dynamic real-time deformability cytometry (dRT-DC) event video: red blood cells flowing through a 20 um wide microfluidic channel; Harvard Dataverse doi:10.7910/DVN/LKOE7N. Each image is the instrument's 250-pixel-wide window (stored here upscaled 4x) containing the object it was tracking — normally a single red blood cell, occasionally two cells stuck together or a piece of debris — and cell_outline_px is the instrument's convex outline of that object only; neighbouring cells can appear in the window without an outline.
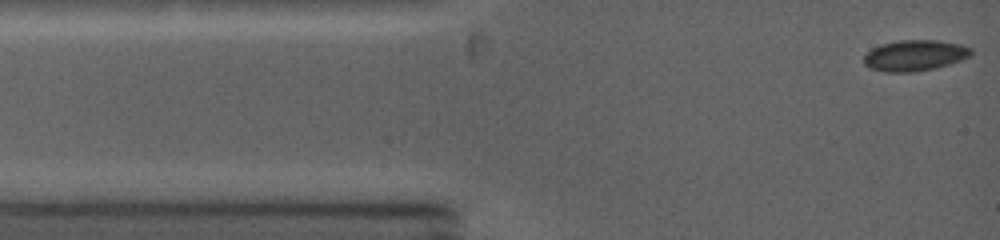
{"species": "common noctule bat (a hibernating species)", "species_latin": "Nyctalus noctula", "temperature_condition": "warm", "stored_images_in_passage": 52, "camera_frame_rate_fps": 5000, "um_per_image_px": 0.085, "animal": {"sex": "female", "body_mass_g": 19.0, "forearm_length_mm": 53.3}, "frame": {"image": 1, "passage_image": 1, "time_ms": 0.0, "image_size_px": [1000, 240], "cell_outline_px": [[972, 52], [968, 56], [960, 60], [936, 68], [912, 72], [884, 72], [868, 68], [864, 64], [864, 56], [872, 48], [880, 44], [900, 40], [936, 40], [960, 44], [972, 48]], "centroid_in_image_um": [77.72, 4.71], "position_along_channel_um": 7.3, "area_um2": 19.31}}
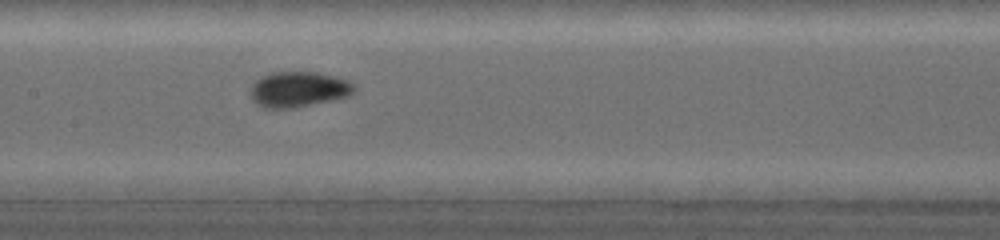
{"frame": {"image": 2, "passage_image": 22, "time_ms": 5.4, "image_size_px": [1000, 240], "cell_outline_px": [[356, 92], [348, 96], [296, 108], [264, 108], [256, 104], [252, 100], [252, 84], [260, 76], [272, 72], [316, 72], [348, 80], [356, 84]], "centroid_in_image_um": [25.39, 7.59], "position_along_channel_um": 182.0, "area_um2": 21.56}}
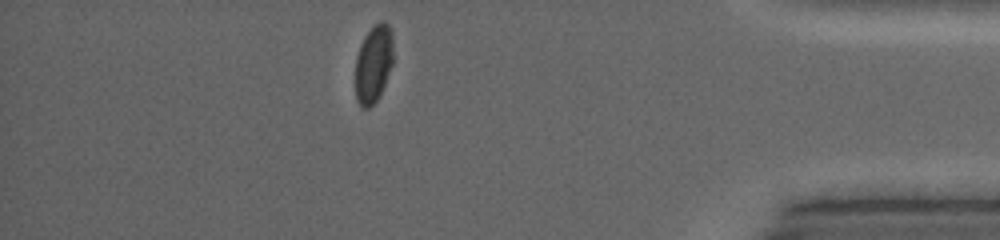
{"frame": {"image": 3, "passage_image": 48, "time_ms": 11.6, "image_size_px": [1000, 240], "cell_outline_px": [[392, 64], [380, 96], [368, 108], [360, 108], [356, 100], [356, 56], [360, 44], [364, 36], [380, 20], [384, 20], [392, 28]], "centroid_in_image_um": [31.74, 5.42], "position_along_channel_um": 403.5, "area_um2": 17.22}, "authors_computed_cell_mechanics": {"area_um2": 19.4497, "velocity_mm_per_s": 4.2343, "shape_relaxation_time_tau1_ms": 4.529, "shape_relaxation_time_tau2_ms": null, "deformation_change_tau1": 0.0838, "deformation_change_tau2": null}}